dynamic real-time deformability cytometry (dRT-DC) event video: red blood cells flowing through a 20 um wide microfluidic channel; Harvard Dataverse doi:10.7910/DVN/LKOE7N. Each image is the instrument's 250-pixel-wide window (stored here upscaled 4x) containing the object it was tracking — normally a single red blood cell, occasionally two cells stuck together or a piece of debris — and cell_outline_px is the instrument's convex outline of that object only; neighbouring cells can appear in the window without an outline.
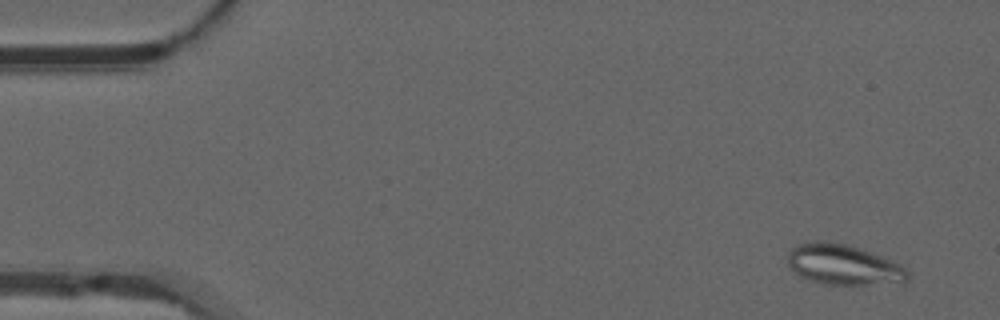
{"species": "common noctule bat (a hibernating species)", "species_latin": "Nyctalus noctula", "temperature_condition": "warm", "stored_images_in_passage": 53, "camera_frame_rate_fps": 3000, "um_per_image_px": 0.085, "animal": {"sex": "male", "forearm_length_mm": 52.5}, "frame": {"image": 1, "passage_image": 4, "time_ms": 1.0, "image_size_px": [1000, 320], "cell_outline_px": [[908, 280], [864, 284], [824, 284], [800, 276], [788, 264], [788, 252], [796, 244], [804, 240], [824, 240], [844, 244], [892, 260], [900, 264], [908, 272]], "centroid_in_image_um": [71.6, 22.46], "position_along_channel_um": 13.4, "area_um2": 27.69}}
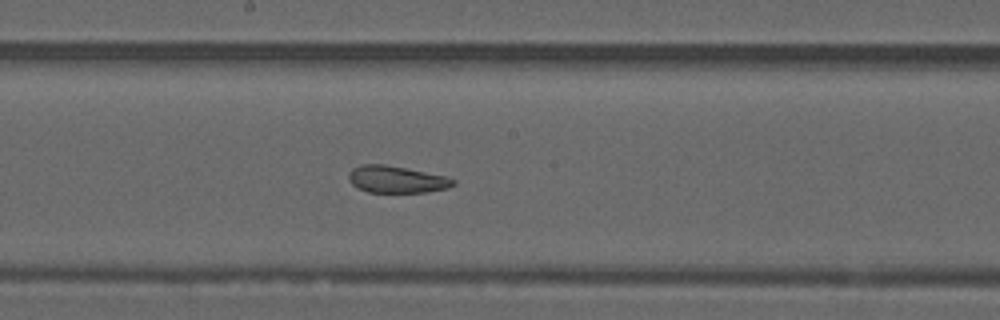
{"frame": {"image": 2, "passage_image": 29, "time_ms": 9.333, "image_size_px": [1000, 320], "cell_outline_px": [[456, 184], [448, 188], [428, 192], [368, 192], [352, 184], [348, 180], [348, 172], [352, 168], [360, 164], [384, 164], [444, 176], [456, 180]], "centroid_in_image_um": [33.68, 15.25], "position_along_channel_um": 214.5, "area_um2": 16.36}}
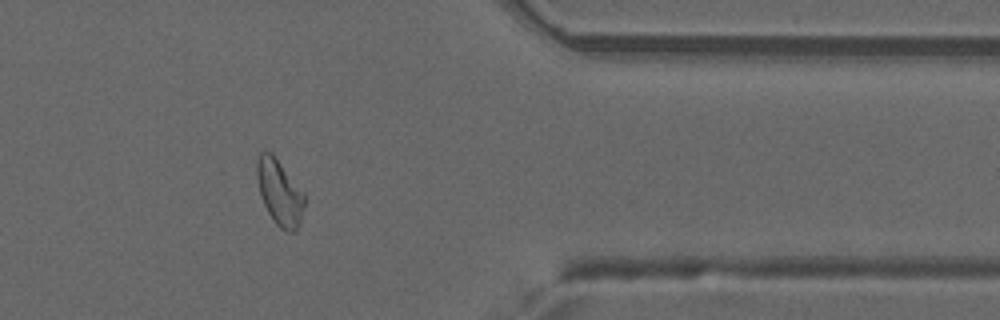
{"frame": {"image": 3, "passage_image": 44, "time_ms": 14.333, "image_size_px": [1000, 320], "cell_outline_px": [[304, 204], [300, 224], [296, 232], [288, 232], [280, 228], [272, 220], [260, 196], [256, 176], [256, 160], [260, 152], [272, 152], [304, 192]], "centroid_in_image_um": [23.75, 16.36], "position_along_channel_um": 387.6, "area_um2": 18.38}, "authors_computed_cell_mechanics": {"area_um2": 19.2474, "velocity_mm_per_s": 3.843, "shape_relaxation_time_tau1_ms": null, "shape_relaxation_time_tau2_ms": 1.3229, "deformation_change_tau1": null, "deformation_change_tau2": 0.0707}}